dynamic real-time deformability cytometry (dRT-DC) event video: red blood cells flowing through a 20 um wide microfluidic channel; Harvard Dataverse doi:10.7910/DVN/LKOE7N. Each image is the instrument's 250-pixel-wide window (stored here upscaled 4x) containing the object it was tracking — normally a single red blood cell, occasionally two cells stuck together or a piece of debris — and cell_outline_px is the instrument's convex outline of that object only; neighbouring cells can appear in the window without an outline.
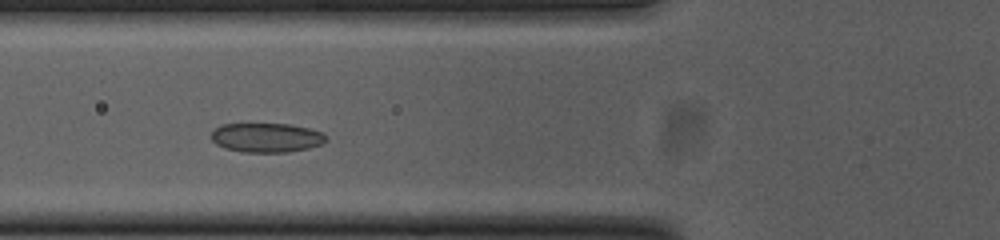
{"species": "common noctule bat (a hibernating species)", "species_latin": "Nyctalus noctula", "temperature_condition": "cold", "stored_images_in_passage": 37, "camera_frame_rate_fps": 3000, "um_per_image_px": 0.085, "animal": {"sex": "female", "body_mass_g": 23.0, "forearm_length_mm": 53.4}, "frame": {"image": 1, "passage_image": 3, "time_ms": 0.667, "image_size_px": [1000, 240], "cell_outline_px": [[328, 140], [320, 144], [308, 148], [288, 152], [244, 152], [224, 148], [216, 144], [212, 140], [212, 132], [220, 124], [292, 124], [324, 132]], "centroid_in_image_um": [22.67, 11.69], "position_along_channel_um": 103.1, "area_um2": 19.65}}
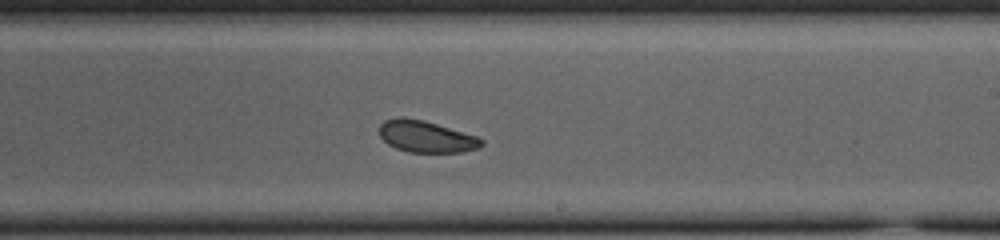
{"frame": {"image": 2, "passage_image": 15, "time_ms": 4.667, "image_size_px": [1000, 240], "cell_outline_px": [[484, 144], [480, 148], [464, 152], [408, 152], [396, 148], [388, 144], [380, 136], [380, 124], [384, 120], [400, 116], [424, 120], [476, 136], [484, 140]], "centroid_in_image_um": [36.23, 11.61], "position_along_channel_um": 252.8, "area_um2": 18.9}}
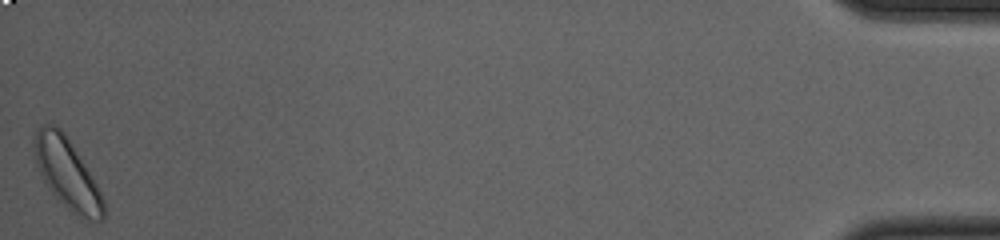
{"frame": {"image": 3, "passage_image": 37, "time_ms": 12.0, "image_size_px": [1000, 240], "cell_outline_px": [[104, 216], [100, 220], [88, 224], [72, 212], [48, 188], [40, 176], [36, 164], [32, 144], [32, 140], [36, 132], [44, 124], [56, 124], [64, 132], [96, 184], [104, 200]], "centroid_in_image_um": [5.68, 14.77], "position_along_channel_um": 429.5, "area_um2": 28.21}}